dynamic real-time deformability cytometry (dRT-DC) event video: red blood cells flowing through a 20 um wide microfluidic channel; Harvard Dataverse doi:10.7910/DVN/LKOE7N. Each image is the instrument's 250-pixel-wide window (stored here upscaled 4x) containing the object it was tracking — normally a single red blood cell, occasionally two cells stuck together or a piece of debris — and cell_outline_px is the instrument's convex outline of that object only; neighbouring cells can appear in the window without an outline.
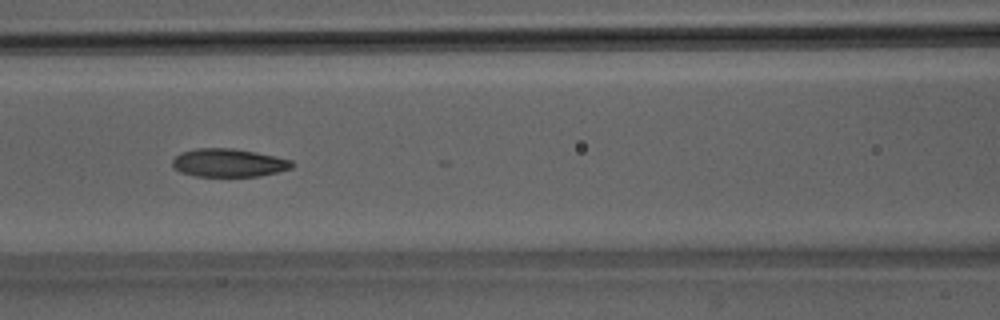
{"species": "Egyptian fruit bat (a non-hibernating species)", "species_latin": "Rousettus aegyptiacus", "temperature_condition": "room temperature", "stored_images_in_passage": 38, "camera_frame_rate_fps": 3000, "um_per_image_px": 0.085, "animal": {"sex": "male"}, "frame": {"image": 1, "passage_image": 22, "time_ms": 7.0, "image_size_px": [1000, 320], "cell_outline_px": [[296, 164], [292, 168], [260, 176], [196, 176], [180, 172], [172, 164], [172, 160], [180, 152], [196, 148], [232, 148], [256, 152], [292, 160]], "centroid_in_image_um": [19.44, 13.83], "position_along_channel_um": 147.2, "area_um2": 19.65}}